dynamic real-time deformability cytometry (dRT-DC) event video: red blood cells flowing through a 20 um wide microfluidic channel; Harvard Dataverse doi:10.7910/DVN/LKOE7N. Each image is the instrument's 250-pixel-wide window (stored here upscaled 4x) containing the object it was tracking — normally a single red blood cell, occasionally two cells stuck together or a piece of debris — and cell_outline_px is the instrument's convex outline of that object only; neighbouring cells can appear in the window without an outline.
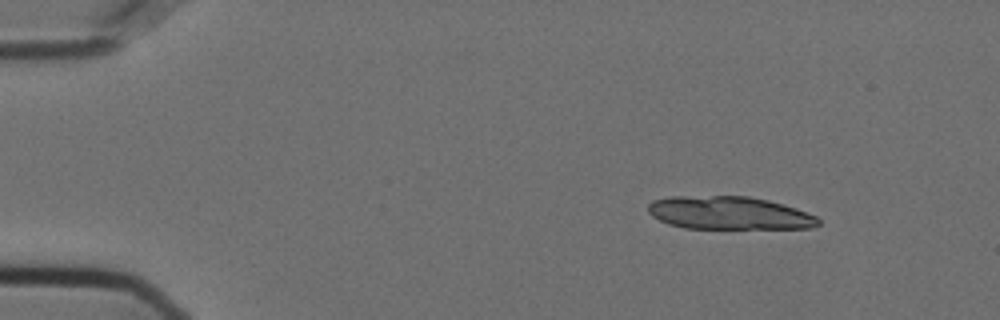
{"species": "Egyptian fruit bat (a non-hibernating species)", "species_latin": "Rousettus aegyptiacus", "temperature_condition": "cold", "stored_images_in_passage": 50, "camera_frame_rate_fps": 3000, "um_per_image_px": 0.085, "animal": {"sex": "female"}, "frame": {"image": 1, "passage_image": 1, "time_ms": 0.0, "image_size_px": [1000, 320], "cell_outline_px": [[820, 224], [812, 228], [684, 228], [668, 224], [652, 216], [648, 212], [648, 204], [652, 200], [672, 196], [748, 196], [768, 200], [784, 204], [796, 208], [816, 216], [820, 220]], "centroid_in_image_um": [61.97, 18.1], "position_along_channel_um": 23.0, "area_um2": 32.83}}
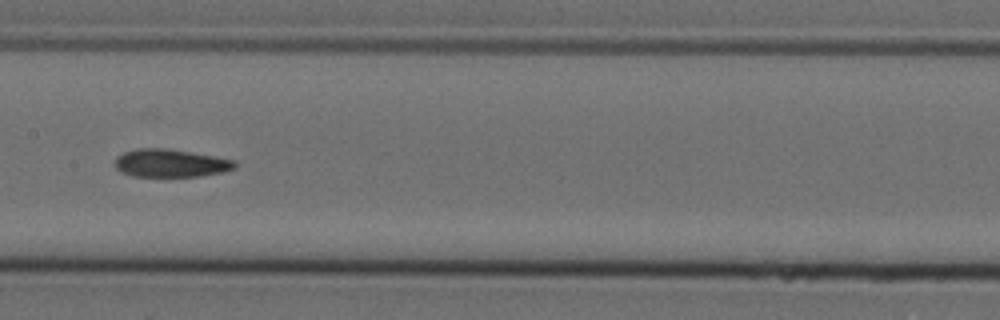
{"frame": {"image": 2, "passage_image": 23, "time_ms": 7.333, "image_size_px": [1000, 320], "cell_outline_px": [[236, 168], [224, 172], [200, 176], [132, 176], [120, 172], [116, 168], [116, 156], [124, 152], [136, 148], [164, 148], [236, 160]], "centroid_in_image_um": [14.49, 13.87], "position_along_channel_um": 192.9, "area_um2": 19.42}}
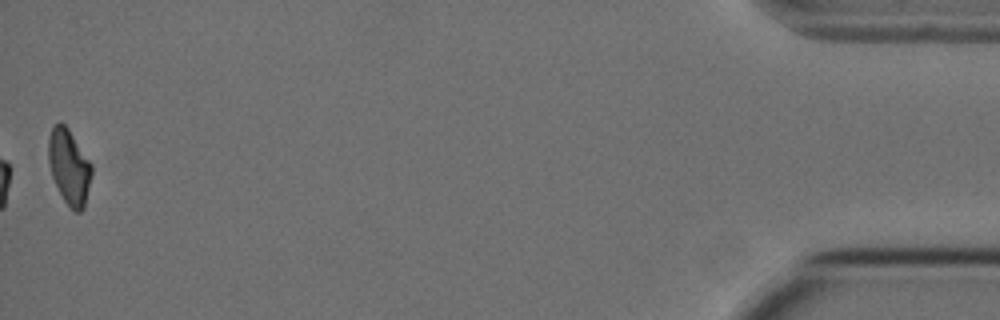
{"frame": {"image": 3, "passage_image": 50, "time_ms": 16.333, "image_size_px": [1000, 320], "cell_outline_px": [[92, 176], [84, 208], [80, 212], [76, 212], [64, 200], [52, 176], [48, 160], [48, 136], [52, 128], [56, 124], [64, 124], [68, 128], [92, 164]], "centroid_in_image_um": [5.89, 14.18], "position_along_channel_um": 429.3, "area_um2": 18.73}, "authors_computed_cell_mechanics": {"area_um2": 20.2011, "velocity_mm_per_s": 3.6156, "shape_relaxation_time_tau1_ms": 7.5882, "shape_relaxation_time_tau2_ms": 6.0029, "deformation_change_tau1": 0.1845, "deformation_change_tau2": 0.1371}}